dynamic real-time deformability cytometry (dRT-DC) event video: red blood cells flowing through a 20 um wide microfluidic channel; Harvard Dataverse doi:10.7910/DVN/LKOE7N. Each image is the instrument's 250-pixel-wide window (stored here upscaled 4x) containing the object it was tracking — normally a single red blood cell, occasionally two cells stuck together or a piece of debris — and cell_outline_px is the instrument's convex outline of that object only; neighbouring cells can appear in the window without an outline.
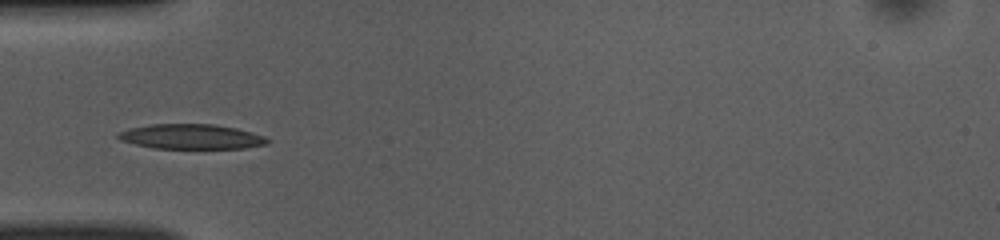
{"species": "common noctule bat (a hibernating species)", "species_latin": "Nyctalus noctula", "temperature_condition": "room temperature", "stored_images_in_passage": 47, "camera_frame_rate_fps": 3000, "um_per_image_px": 0.085, "animal": {"sex": "female", "body_mass_g": 10.0, "forearm_length_mm": 53.1}, "frame": {"image": 1, "passage_image": 12, "time_ms": 3.667, "image_size_px": [1000, 240], "cell_outline_px": [[268, 144], [244, 148], [152, 148], [120, 140], [116, 136], [116, 132], [128, 128], [148, 124], [212, 124], [236, 128], [252, 132], [264, 136], [268, 140]], "centroid_in_image_um": [16.21, 11.6], "position_along_channel_um": 68.8, "area_um2": 21.68}}
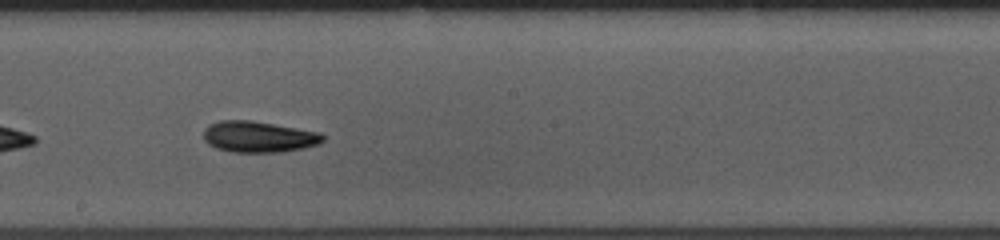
{"frame": {"image": 2, "passage_image": 24, "time_ms": 7.667, "image_size_px": [1000, 240], "cell_outline_px": [[324, 140], [320, 144], [280, 152], [232, 152], [216, 148], [208, 144], [204, 140], [204, 128], [208, 124], [220, 120], [252, 120], [320, 132], [324, 136]], "centroid_in_image_um": [21.96, 11.62], "position_along_channel_um": 226.2, "area_um2": 21.73}}
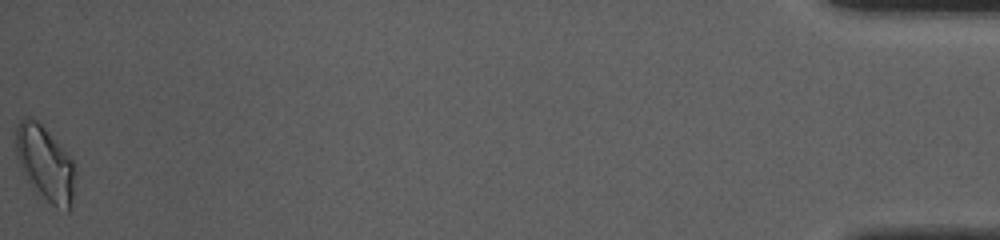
{"frame": {"image": 3, "passage_image": 47, "time_ms": 15.333, "image_size_px": [1000, 240], "cell_outline_px": [[76, 172], [72, 204], [68, 212], [56, 208], [36, 196], [28, 184], [20, 168], [16, 156], [16, 128], [20, 120], [24, 116], [28, 116], [36, 120], [64, 148], [72, 160], [76, 168]], "centroid_in_image_um": [3.84, 13.97], "position_along_channel_um": 431.4, "area_um2": 26.76}, "authors_computed_cell_mechanics": {"area_um2": 21.3282, "velocity_mm_per_s": 3.9308, "shape_relaxation_time_tau1_ms": 2.6214, "shape_relaxation_time_tau2_ms": 4.4275, "deformation_change_tau1": 0.1277, "deformation_change_tau2": 0.1147}}